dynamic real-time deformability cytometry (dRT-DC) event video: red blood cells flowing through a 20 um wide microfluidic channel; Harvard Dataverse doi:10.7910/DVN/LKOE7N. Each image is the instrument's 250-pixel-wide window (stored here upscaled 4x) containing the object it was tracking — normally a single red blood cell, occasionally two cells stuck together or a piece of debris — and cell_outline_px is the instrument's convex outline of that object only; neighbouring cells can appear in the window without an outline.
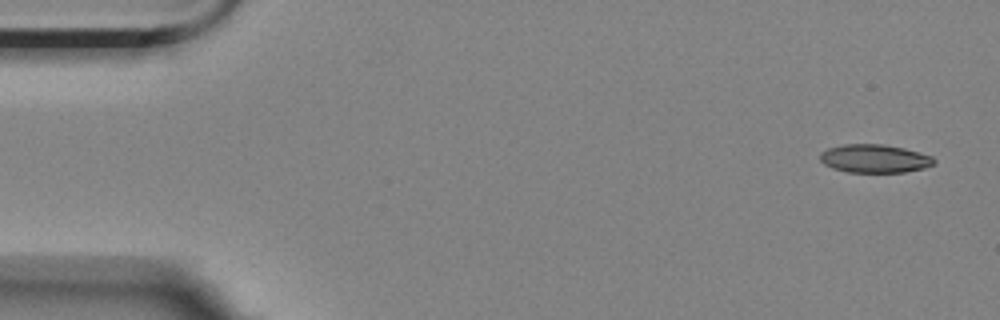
{"species": "Egyptian fruit bat (a non-hibernating species)", "species_latin": "Rousettus aegyptiacus", "temperature_condition": "room temperature", "stored_images_in_passage": 5, "camera_frame_rate_fps": 3000, "um_per_image_px": 0.085, "animal": {"sex": "female"}, "frame": {"image": 1, "passage_image": 1, "time_ms": 0.0, "image_size_px": [1000, 320], "cell_outline_px": [[936, 164], [924, 168], [904, 172], [848, 172], [832, 168], [824, 164], [820, 160], [820, 152], [828, 148], [844, 144], [884, 144], [904, 148], [932, 156], [936, 160]], "centroid_in_image_um": [74.35, 13.48], "position_along_channel_um": 10.7, "area_um2": 18.9}}
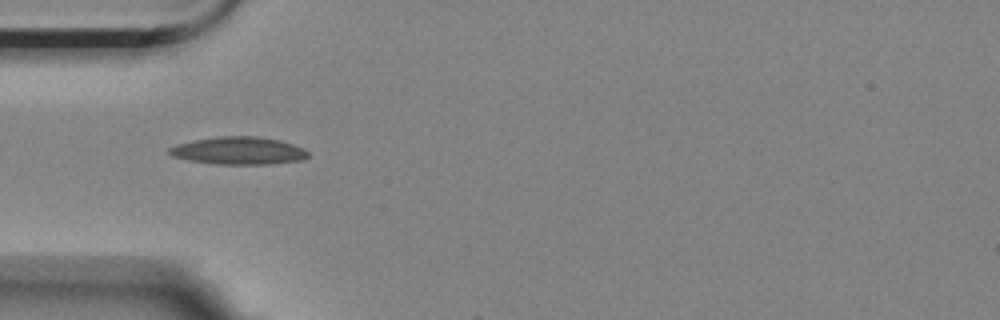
{"frame": {"image": 2, "passage_image": 4, "time_ms": 1.0, "image_size_px": [1000, 320], "cell_outline_px": [[308, 156], [304, 160], [272, 164], [216, 164], [188, 160], [172, 156], [168, 152], [168, 148], [176, 144], [192, 140], [216, 136], [256, 136], [280, 140], [304, 148], [308, 152]], "centroid_in_image_um": [20.28, 12.81], "position_along_channel_um": 64.7, "area_um2": 22.54}}
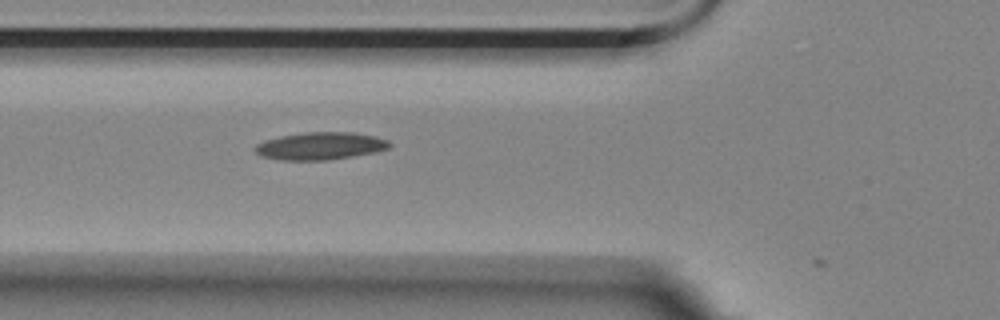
{"frame": {"image": 3, "passage_image": 5, "time_ms": 1.333, "image_size_px": [1000, 320], "cell_outline_px": [[392, 144], [388, 148], [376, 152], [328, 160], [280, 160], [260, 156], [252, 148], [256, 144], [264, 140], [280, 136], [304, 132], [352, 132], [376, 136], [388, 140]], "centroid_in_image_um": [27.2, 12.4], "position_along_channel_um": 98.6, "area_um2": 21.73}}